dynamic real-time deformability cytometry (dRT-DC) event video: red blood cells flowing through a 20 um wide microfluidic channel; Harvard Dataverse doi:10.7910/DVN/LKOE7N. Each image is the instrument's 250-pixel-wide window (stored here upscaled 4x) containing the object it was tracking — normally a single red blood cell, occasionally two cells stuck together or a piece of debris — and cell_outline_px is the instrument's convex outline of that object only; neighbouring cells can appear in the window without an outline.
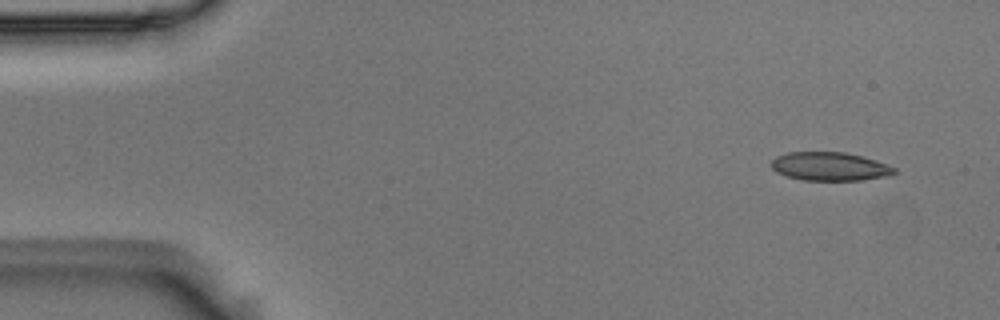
{"species": "Egyptian fruit bat (a non-hibernating species)", "species_latin": "Rousettus aegyptiacus", "temperature_condition": "room temperature", "stored_images_in_passage": 5, "segment_of_instrument_passage": [2, 2], "camera_frame_rate_fps": 3000, "um_per_image_px": 0.085, "animal": {"sex": "male"}, "frame": {"image": 1, "passage_image": 5, "time_ms": 1.333, "image_size_px": [1000, 320], "cell_outline_px": [[896, 172], [888, 176], [860, 180], [804, 180], [788, 176], [776, 172], [768, 164], [776, 156], [788, 152], [844, 152], [876, 160], [896, 168]], "centroid_in_image_um": [70.5, 14.14], "position_along_channel_um": 14.5, "area_um2": 20.4}}